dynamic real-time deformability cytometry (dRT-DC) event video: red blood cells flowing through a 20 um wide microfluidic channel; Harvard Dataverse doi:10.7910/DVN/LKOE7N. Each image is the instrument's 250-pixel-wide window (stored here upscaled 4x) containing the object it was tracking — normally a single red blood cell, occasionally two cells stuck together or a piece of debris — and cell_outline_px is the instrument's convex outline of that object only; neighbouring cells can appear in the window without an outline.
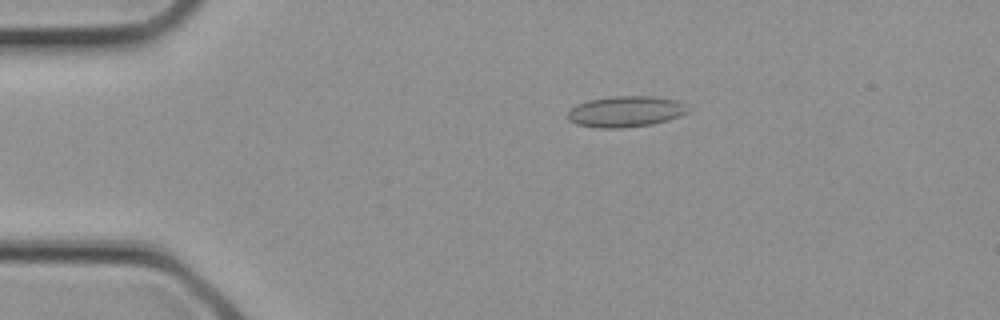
{"species": "common noctule bat (a hibernating species)", "species_latin": "Nyctalus noctula", "temperature_condition": "cold", "stored_images_in_passage": 2, "camera_frame_rate_fps": 3000, "um_per_image_px": 0.085, "animal": {"sex": "female", "body_mass_g": 21.9}, "frame": {"image": 1, "passage_image": 1, "time_ms": 0.0, "image_size_px": [1000, 320], "cell_outline_px": [[688, 112], [680, 116], [668, 120], [652, 124], [624, 128], [596, 128], [576, 124], [568, 120], [568, 112], [576, 104], [588, 100], [612, 96], [656, 96], [676, 100], [684, 104], [688, 108]], "centroid_in_image_um": [53.17, 9.48], "position_along_channel_um": 31.8, "area_um2": 21.85}}
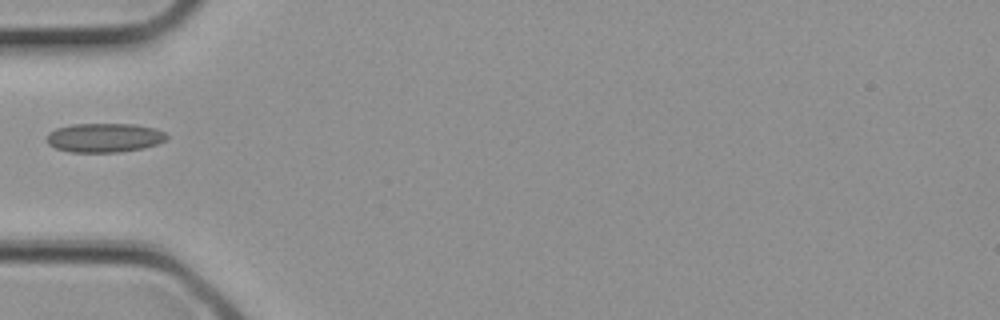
{"frame": {"image": 2, "passage_image": 2, "time_ms": 0.333, "image_size_px": [1000, 320], "cell_outline_px": [[168, 136], [164, 140], [156, 144], [144, 148], [116, 152], [72, 152], [56, 148], [48, 144], [48, 132], [56, 128], [72, 124], [132, 124], [156, 128], [164, 132]], "centroid_in_image_um": [8.87, 11.7], "position_along_channel_um": 76.1, "area_um2": 20.23}}